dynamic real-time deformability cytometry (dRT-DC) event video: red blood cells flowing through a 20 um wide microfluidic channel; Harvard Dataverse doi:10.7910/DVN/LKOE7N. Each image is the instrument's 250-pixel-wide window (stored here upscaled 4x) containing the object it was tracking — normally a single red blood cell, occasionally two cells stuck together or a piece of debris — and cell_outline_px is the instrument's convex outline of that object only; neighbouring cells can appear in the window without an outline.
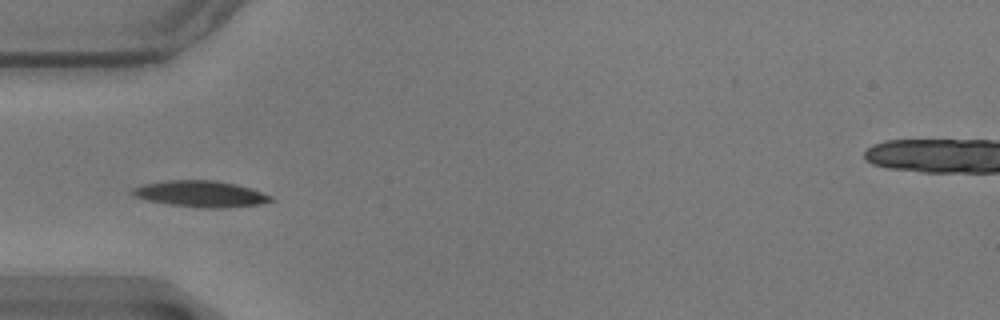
{"species": "common noctule bat (a hibernating species)", "species_latin": "Nyctalus noctula", "temperature_condition": "warm", "stored_images_in_passage": 41, "camera_frame_rate_fps": 3000, "um_per_image_px": 0.085, "animal": {"sex": "male", "body_mass_g": 17.9}, "frame": {"image": 1, "passage_image": 1, "time_ms": 0.0, "image_size_px": [1000, 320], "cell_outline_px": [[276, 200], [260, 204], [224, 208], [200, 208], [168, 204], [148, 200], [136, 196], [132, 192], [132, 188], [144, 184], [172, 180], [216, 180], [236, 184], [272, 196]], "centroid_in_image_um": [17.09, 16.49], "position_along_channel_um": 67.9, "area_um2": 20.98}}
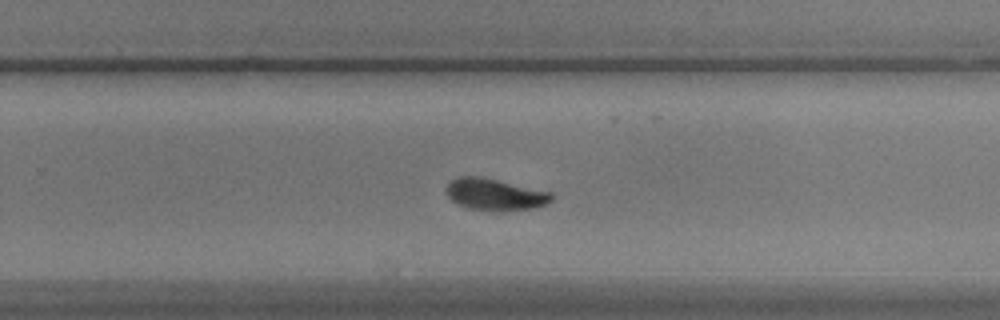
{"frame": {"image": 2, "passage_image": 20, "time_ms": 6.333, "image_size_px": [1000, 320], "cell_outline_px": [[552, 200], [548, 204], [536, 208], [468, 208], [452, 200], [448, 196], [448, 184], [452, 180], [460, 176], [480, 176], [552, 192]], "centroid_in_image_um": [42.11, 16.48], "position_along_channel_um": 287.7, "area_um2": 18.5}}
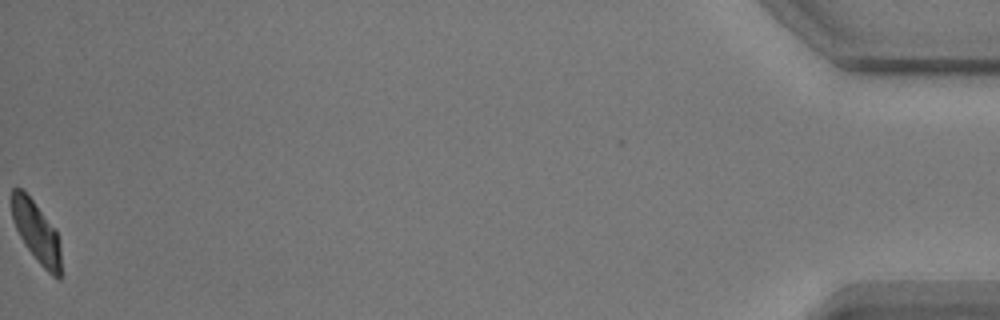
{"frame": {"image": 3, "passage_image": 41, "time_ms": 13.333, "image_size_px": [1000, 320], "cell_outline_px": [[60, 280], [52, 276], [40, 264], [24, 244], [12, 220], [12, 188], [20, 188], [32, 200], [56, 232], [60, 244]], "centroid_in_image_um": [3.08, 19.75], "position_along_channel_um": 432.1, "area_um2": 16.94}, "authors_computed_cell_mechanics": {"area_um2": 19.3052, "velocity_mm_per_s": 3.4716, "shape_relaxation_time_tau1_ms": 2.9785, "shape_relaxation_time_tau2_ms": 2.9748, "deformation_change_tau1": 0.1483, "deformation_change_tau2": 0.0669}}